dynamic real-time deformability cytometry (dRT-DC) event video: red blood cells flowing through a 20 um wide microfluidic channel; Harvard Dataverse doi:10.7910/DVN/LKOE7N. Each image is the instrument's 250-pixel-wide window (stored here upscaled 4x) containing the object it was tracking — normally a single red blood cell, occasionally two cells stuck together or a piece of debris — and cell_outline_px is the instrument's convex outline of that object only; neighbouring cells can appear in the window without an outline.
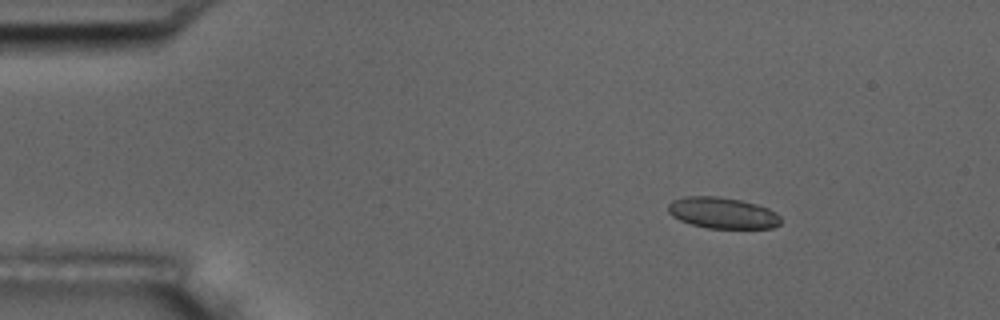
{"species": "common noctule bat (a hibernating species)", "species_latin": "Nyctalus noctula", "temperature_condition": "room temperature", "stored_images_in_passage": 9, "camera_frame_rate_fps": 3000, "um_per_image_px": 0.085, "animal": {"sex": "male", "body_mass_g": 17.5, "forearm_length_mm": 52.3}, "frame": {"image": 1, "passage_image": 2, "time_ms": 0.333, "image_size_px": [1000, 320], "cell_outline_px": [[780, 224], [772, 228], [708, 228], [692, 224], [680, 220], [672, 216], [668, 212], [668, 204], [672, 200], [684, 196], [720, 196], [740, 200], [756, 204], [768, 208], [776, 212], [780, 216]], "centroid_in_image_um": [61.4, 18.09], "position_along_channel_um": 23.6, "area_um2": 20.52}}
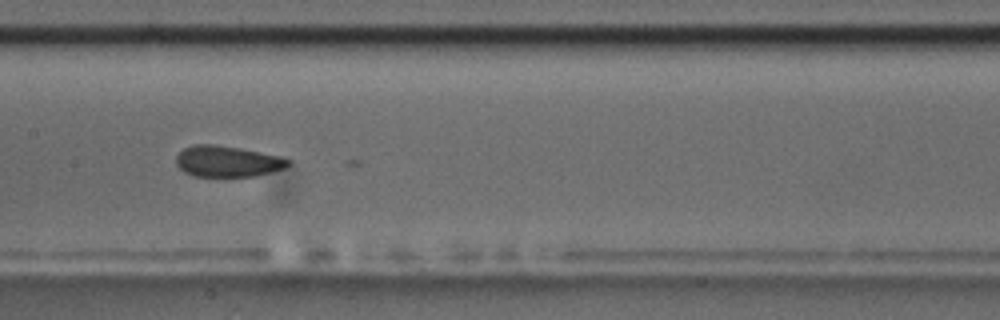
{"frame": {"image": 2, "passage_image": 8, "time_ms": 2.333, "image_size_px": [1000, 320], "cell_outline_px": [[292, 164], [284, 168], [256, 176], [192, 176], [184, 172], [176, 164], [176, 156], [184, 148], [192, 144], [212, 144], [240, 148], [280, 156], [292, 160]], "centroid_in_image_um": [19.34, 13.71], "position_along_channel_um": 188.1, "area_um2": 20.35}}
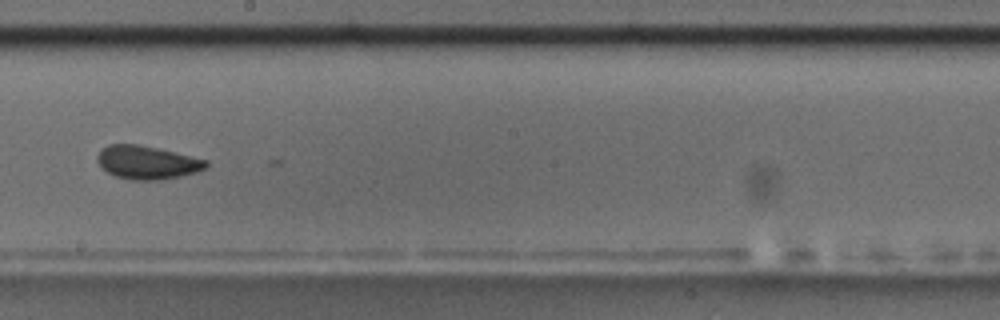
{"frame": {"image": 3, "passage_image": 9, "time_ms": 2.667, "image_size_px": [1000, 320], "cell_outline_px": [[208, 168], [196, 172], [180, 176], [160, 180], [132, 180], [116, 176], [100, 168], [96, 160], [96, 156], [100, 148], [108, 144], [136, 144], [156, 148], [208, 160]], "centroid_in_image_um": [12.46, 13.81], "position_along_channel_um": 235.7, "area_um2": 21.27}}